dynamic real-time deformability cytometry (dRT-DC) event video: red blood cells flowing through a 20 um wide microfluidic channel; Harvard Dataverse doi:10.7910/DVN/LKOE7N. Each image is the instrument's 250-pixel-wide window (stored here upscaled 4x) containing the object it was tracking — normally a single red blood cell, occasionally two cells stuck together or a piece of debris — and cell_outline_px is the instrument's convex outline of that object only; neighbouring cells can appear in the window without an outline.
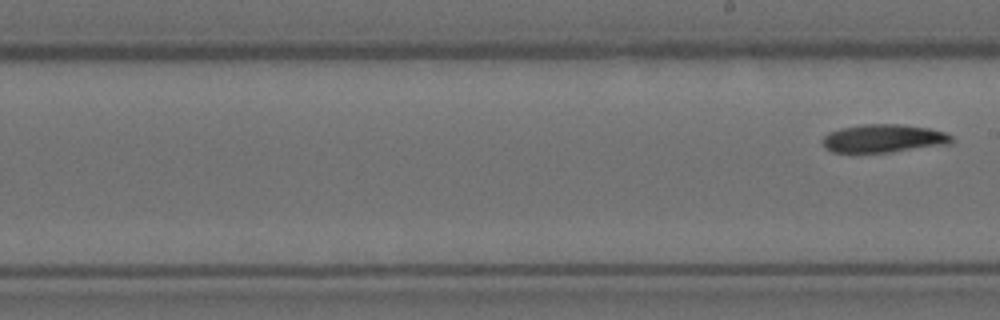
{"species": "Egyptian fruit bat (a non-hibernating species)", "species_latin": "Rousettus aegyptiacus", "temperature_condition": "room temperature", "stored_images_in_passage": 10, "segment_of_instrument_passage": [2, 2], "camera_frame_rate_fps": 3000, "um_per_image_px": 0.085, "animal": {"sex": "female"}, "frame": {"image": 1, "passage_image": 10, "time_ms": 3.0, "image_size_px": [1000, 320], "cell_outline_px": [[952, 144], [888, 152], [832, 152], [824, 148], [820, 140], [828, 132], [840, 128], [860, 124], [900, 124], [928, 128], [944, 132], [952, 136]], "centroid_in_image_um": [75.06, 11.76], "position_along_channel_um": 213.9, "area_um2": 21.33}}